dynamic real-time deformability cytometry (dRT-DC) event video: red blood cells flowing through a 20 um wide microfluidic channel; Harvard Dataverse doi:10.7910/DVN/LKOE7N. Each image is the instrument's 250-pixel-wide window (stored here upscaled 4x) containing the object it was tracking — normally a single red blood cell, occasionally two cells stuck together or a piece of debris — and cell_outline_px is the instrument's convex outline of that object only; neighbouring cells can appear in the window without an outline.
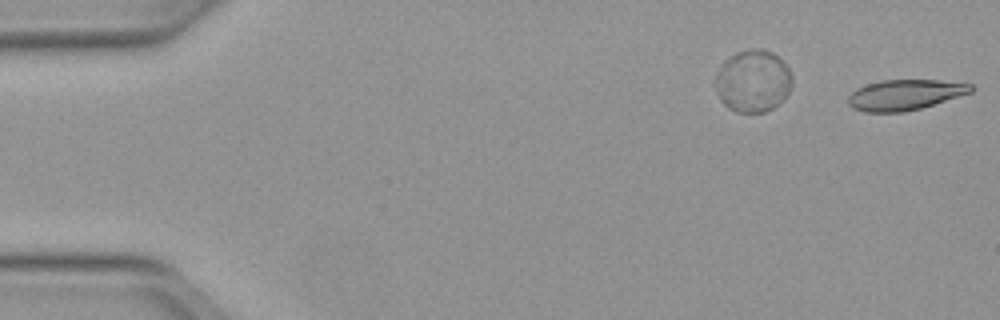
{"species": "Egyptian fruit bat (a non-hibernating species)", "species_latin": "Rousettus aegyptiacus", "temperature_condition": "warm", "stored_images_in_passage": 8, "segment_of_instrument_passage": [2, 2], "camera_frame_rate_fps": 3000, "um_per_image_px": 0.085, "animal": {"sex": "female"}, "frame": {"image": 1, "passage_image": 8, "time_ms": 2.333, "image_size_px": [1000, 320], "cell_outline_px": [[976, 88], [972, 92], [920, 108], [904, 112], [864, 112], [852, 108], [848, 104], [848, 96], [856, 88], [880, 80], [940, 80], [972, 84]], "centroid_in_image_um": [76.91, 8.05], "position_along_channel_um": 8.1, "area_um2": 21.85}}